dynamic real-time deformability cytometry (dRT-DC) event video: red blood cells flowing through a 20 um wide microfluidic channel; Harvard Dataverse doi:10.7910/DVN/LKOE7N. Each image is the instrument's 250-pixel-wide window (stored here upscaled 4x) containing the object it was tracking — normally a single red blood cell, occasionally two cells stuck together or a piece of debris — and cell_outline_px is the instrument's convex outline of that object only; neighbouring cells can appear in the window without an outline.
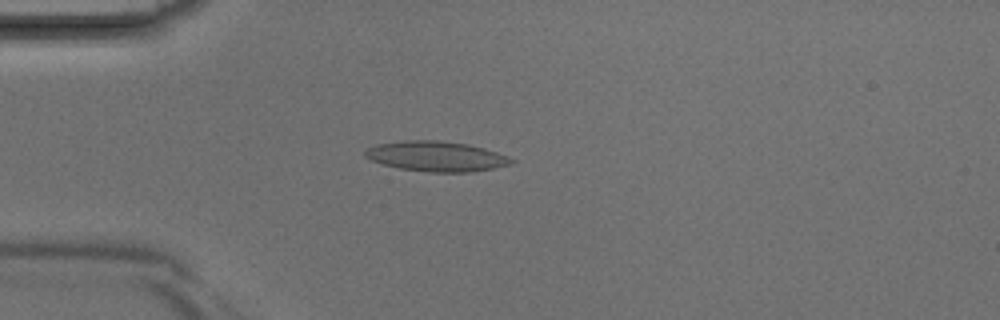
{"species": "Egyptian fruit bat (a non-hibernating species)", "species_latin": "Rousettus aegyptiacus", "temperature_condition": "room temperature", "stored_images_in_passage": 4, "camera_frame_rate_fps": 3000, "um_per_image_px": 0.085, "animal": {"sex": "male"}, "frame": {"image": 1, "passage_image": 4, "time_ms": 1.0, "image_size_px": [1000, 320], "cell_outline_px": [[516, 160], [512, 164], [492, 168], [468, 172], [432, 172], [400, 168], [384, 164], [372, 160], [364, 156], [364, 152], [368, 148], [376, 144], [404, 140], [440, 140], [468, 144], [484, 148], [496, 152]], "centroid_in_image_um": [37.08, 13.27], "position_along_channel_um": 47.9, "area_um2": 25.49}}